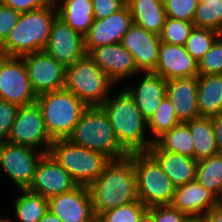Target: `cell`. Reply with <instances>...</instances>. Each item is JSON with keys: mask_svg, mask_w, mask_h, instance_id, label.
Listing matches in <instances>:
<instances>
[{"mask_svg": "<svg viewBox=\"0 0 222 222\" xmlns=\"http://www.w3.org/2000/svg\"><path fill=\"white\" fill-rule=\"evenodd\" d=\"M77 185L89 187L111 161L103 153L75 145L68 139H56L48 152Z\"/></svg>", "mask_w": 222, "mask_h": 222, "instance_id": "obj_6", "label": "cell"}, {"mask_svg": "<svg viewBox=\"0 0 222 222\" xmlns=\"http://www.w3.org/2000/svg\"><path fill=\"white\" fill-rule=\"evenodd\" d=\"M53 141L46 130L40 107L36 102L18 108L7 142L26 145L48 153Z\"/></svg>", "mask_w": 222, "mask_h": 222, "instance_id": "obj_11", "label": "cell"}, {"mask_svg": "<svg viewBox=\"0 0 222 222\" xmlns=\"http://www.w3.org/2000/svg\"><path fill=\"white\" fill-rule=\"evenodd\" d=\"M199 0H163L166 16L193 22Z\"/></svg>", "mask_w": 222, "mask_h": 222, "instance_id": "obj_37", "label": "cell"}, {"mask_svg": "<svg viewBox=\"0 0 222 222\" xmlns=\"http://www.w3.org/2000/svg\"><path fill=\"white\" fill-rule=\"evenodd\" d=\"M114 85L88 54L66 67L64 88L88 107L101 106L110 96Z\"/></svg>", "mask_w": 222, "mask_h": 222, "instance_id": "obj_7", "label": "cell"}, {"mask_svg": "<svg viewBox=\"0 0 222 222\" xmlns=\"http://www.w3.org/2000/svg\"><path fill=\"white\" fill-rule=\"evenodd\" d=\"M88 55L115 84L140 76L133 56L121 42L93 48Z\"/></svg>", "mask_w": 222, "mask_h": 222, "instance_id": "obj_15", "label": "cell"}, {"mask_svg": "<svg viewBox=\"0 0 222 222\" xmlns=\"http://www.w3.org/2000/svg\"><path fill=\"white\" fill-rule=\"evenodd\" d=\"M138 222H156L154 218V214L147 209L140 217Z\"/></svg>", "mask_w": 222, "mask_h": 222, "instance_id": "obj_46", "label": "cell"}, {"mask_svg": "<svg viewBox=\"0 0 222 222\" xmlns=\"http://www.w3.org/2000/svg\"><path fill=\"white\" fill-rule=\"evenodd\" d=\"M121 43L131 53L141 73L155 71L162 43L158 34L133 23Z\"/></svg>", "mask_w": 222, "mask_h": 222, "instance_id": "obj_17", "label": "cell"}, {"mask_svg": "<svg viewBox=\"0 0 222 222\" xmlns=\"http://www.w3.org/2000/svg\"><path fill=\"white\" fill-rule=\"evenodd\" d=\"M198 28H209L222 34V0H199L193 18Z\"/></svg>", "mask_w": 222, "mask_h": 222, "instance_id": "obj_32", "label": "cell"}, {"mask_svg": "<svg viewBox=\"0 0 222 222\" xmlns=\"http://www.w3.org/2000/svg\"><path fill=\"white\" fill-rule=\"evenodd\" d=\"M57 16L56 4L53 1L42 8L21 13L17 24L0 45L1 55L21 57L43 51Z\"/></svg>", "mask_w": 222, "mask_h": 222, "instance_id": "obj_3", "label": "cell"}, {"mask_svg": "<svg viewBox=\"0 0 222 222\" xmlns=\"http://www.w3.org/2000/svg\"><path fill=\"white\" fill-rule=\"evenodd\" d=\"M147 152L157 161L176 188L195 180L198 162L194 158L176 152L161 151L154 143Z\"/></svg>", "mask_w": 222, "mask_h": 222, "instance_id": "obj_23", "label": "cell"}, {"mask_svg": "<svg viewBox=\"0 0 222 222\" xmlns=\"http://www.w3.org/2000/svg\"><path fill=\"white\" fill-rule=\"evenodd\" d=\"M94 19H103L121 10L126 2L124 0H92Z\"/></svg>", "mask_w": 222, "mask_h": 222, "instance_id": "obj_41", "label": "cell"}, {"mask_svg": "<svg viewBox=\"0 0 222 222\" xmlns=\"http://www.w3.org/2000/svg\"><path fill=\"white\" fill-rule=\"evenodd\" d=\"M194 27L193 22L166 17L159 37L163 43L184 46Z\"/></svg>", "mask_w": 222, "mask_h": 222, "instance_id": "obj_34", "label": "cell"}, {"mask_svg": "<svg viewBox=\"0 0 222 222\" xmlns=\"http://www.w3.org/2000/svg\"><path fill=\"white\" fill-rule=\"evenodd\" d=\"M77 184L70 174L53 157L46 153L38 163L28 190L50 198L74 189Z\"/></svg>", "mask_w": 222, "mask_h": 222, "instance_id": "obj_18", "label": "cell"}, {"mask_svg": "<svg viewBox=\"0 0 222 222\" xmlns=\"http://www.w3.org/2000/svg\"><path fill=\"white\" fill-rule=\"evenodd\" d=\"M197 102L200 117L222 114V74L198 76Z\"/></svg>", "mask_w": 222, "mask_h": 222, "instance_id": "obj_26", "label": "cell"}, {"mask_svg": "<svg viewBox=\"0 0 222 222\" xmlns=\"http://www.w3.org/2000/svg\"><path fill=\"white\" fill-rule=\"evenodd\" d=\"M214 129V137L219 153H222V114L211 117Z\"/></svg>", "mask_w": 222, "mask_h": 222, "instance_id": "obj_43", "label": "cell"}, {"mask_svg": "<svg viewBox=\"0 0 222 222\" xmlns=\"http://www.w3.org/2000/svg\"><path fill=\"white\" fill-rule=\"evenodd\" d=\"M148 209L139 200L103 212L99 222H138L141 215Z\"/></svg>", "mask_w": 222, "mask_h": 222, "instance_id": "obj_35", "label": "cell"}, {"mask_svg": "<svg viewBox=\"0 0 222 222\" xmlns=\"http://www.w3.org/2000/svg\"><path fill=\"white\" fill-rule=\"evenodd\" d=\"M36 95L65 87L66 67L44 50L21 56Z\"/></svg>", "mask_w": 222, "mask_h": 222, "instance_id": "obj_12", "label": "cell"}, {"mask_svg": "<svg viewBox=\"0 0 222 222\" xmlns=\"http://www.w3.org/2000/svg\"><path fill=\"white\" fill-rule=\"evenodd\" d=\"M133 23L147 31L160 34L166 19L163 0H128Z\"/></svg>", "mask_w": 222, "mask_h": 222, "instance_id": "obj_24", "label": "cell"}, {"mask_svg": "<svg viewBox=\"0 0 222 222\" xmlns=\"http://www.w3.org/2000/svg\"><path fill=\"white\" fill-rule=\"evenodd\" d=\"M220 35L221 33L209 28L194 27L184 45L185 49L199 62Z\"/></svg>", "mask_w": 222, "mask_h": 222, "instance_id": "obj_33", "label": "cell"}, {"mask_svg": "<svg viewBox=\"0 0 222 222\" xmlns=\"http://www.w3.org/2000/svg\"><path fill=\"white\" fill-rule=\"evenodd\" d=\"M199 75L222 74V34L198 62Z\"/></svg>", "mask_w": 222, "mask_h": 222, "instance_id": "obj_36", "label": "cell"}, {"mask_svg": "<svg viewBox=\"0 0 222 222\" xmlns=\"http://www.w3.org/2000/svg\"><path fill=\"white\" fill-rule=\"evenodd\" d=\"M110 96L100 106L109 118L120 144L129 152H147L154 143L148 137V121L144 118L133 98L123 91Z\"/></svg>", "mask_w": 222, "mask_h": 222, "instance_id": "obj_2", "label": "cell"}, {"mask_svg": "<svg viewBox=\"0 0 222 222\" xmlns=\"http://www.w3.org/2000/svg\"><path fill=\"white\" fill-rule=\"evenodd\" d=\"M136 172L138 200L146 207L171 204L176 187L148 152H133L128 156Z\"/></svg>", "mask_w": 222, "mask_h": 222, "instance_id": "obj_8", "label": "cell"}, {"mask_svg": "<svg viewBox=\"0 0 222 222\" xmlns=\"http://www.w3.org/2000/svg\"><path fill=\"white\" fill-rule=\"evenodd\" d=\"M133 24L127 4L119 11L103 19H94L84 36V47L88 54L93 48L120 43Z\"/></svg>", "mask_w": 222, "mask_h": 222, "instance_id": "obj_16", "label": "cell"}, {"mask_svg": "<svg viewBox=\"0 0 222 222\" xmlns=\"http://www.w3.org/2000/svg\"><path fill=\"white\" fill-rule=\"evenodd\" d=\"M88 188L97 218L107 210L137 201L133 161L129 157L111 160L103 173Z\"/></svg>", "mask_w": 222, "mask_h": 222, "instance_id": "obj_1", "label": "cell"}, {"mask_svg": "<svg viewBox=\"0 0 222 222\" xmlns=\"http://www.w3.org/2000/svg\"><path fill=\"white\" fill-rule=\"evenodd\" d=\"M154 144L161 151L176 152L194 158V140L187 123L180 122L159 137Z\"/></svg>", "mask_w": 222, "mask_h": 222, "instance_id": "obj_29", "label": "cell"}, {"mask_svg": "<svg viewBox=\"0 0 222 222\" xmlns=\"http://www.w3.org/2000/svg\"><path fill=\"white\" fill-rule=\"evenodd\" d=\"M165 80L198 77V62L186 51L185 46L161 43L155 71Z\"/></svg>", "mask_w": 222, "mask_h": 222, "instance_id": "obj_19", "label": "cell"}, {"mask_svg": "<svg viewBox=\"0 0 222 222\" xmlns=\"http://www.w3.org/2000/svg\"><path fill=\"white\" fill-rule=\"evenodd\" d=\"M197 94L198 77L167 81L166 96L171 101L179 122L186 123L200 117Z\"/></svg>", "mask_w": 222, "mask_h": 222, "instance_id": "obj_20", "label": "cell"}, {"mask_svg": "<svg viewBox=\"0 0 222 222\" xmlns=\"http://www.w3.org/2000/svg\"><path fill=\"white\" fill-rule=\"evenodd\" d=\"M48 210L63 222H95L90 190L77 185L69 192L52 196L48 199Z\"/></svg>", "mask_w": 222, "mask_h": 222, "instance_id": "obj_13", "label": "cell"}, {"mask_svg": "<svg viewBox=\"0 0 222 222\" xmlns=\"http://www.w3.org/2000/svg\"><path fill=\"white\" fill-rule=\"evenodd\" d=\"M154 214L156 222H185L188 216L171 204L155 205L148 207Z\"/></svg>", "mask_w": 222, "mask_h": 222, "instance_id": "obj_39", "label": "cell"}, {"mask_svg": "<svg viewBox=\"0 0 222 222\" xmlns=\"http://www.w3.org/2000/svg\"><path fill=\"white\" fill-rule=\"evenodd\" d=\"M44 51L65 67L72 65L87 54L84 37L58 16L52 24Z\"/></svg>", "mask_w": 222, "mask_h": 222, "instance_id": "obj_14", "label": "cell"}, {"mask_svg": "<svg viewBox=\"0 0 222 222\" xmlns=\"http://www.w3.org/2000/svg\"><path fill=\"white\" fill-rule=\"evenodd\" d=\"M0 99L18 107L36 102L37 95L22 57L0 56Z\"/></svg>", "mask_w": 222, "mask_h": 222, "instance_id": "obj_10", "label": "cell"}, {"mask_svg": "<svg viewBox=\"0 0 222 222\" xmlns=\"http://www.w3.org/2000/svg\"><path fill=\"white\" fill-rule=\"evenodd\" d=\"M18 108L17 105L0 99V143L8 141Z\"/></svg>", "mask_w": 222, "mask_h": 222, "instance_id": "obj_38", "label": "cell"}, {"mask_svg": "<svg viewBox=\"0 0 222 222\" xmlns=\"http://www.w3.org/2000/svg\"><path fill=\"white\" fill-rule=\"evenodd\" d=\"M206 222H222V202L203 215Z\"/></svg>", "mask_w": 222, "mask_h": 222, "instance_id": "obj_44", "label": "cell"}, {"mask_svg": "<svg viewBox=\"0 0 222 222\" xmlns=\"http://www.w3.org/2000/svg\"><path fill=\"white\" fill-rule=\"evenodd\" d=\"M20 15V12H17L0 2V45L9 36L10 31L17 24Z\"/></svg>", "mask_w": 222, "mask_h": 222, "instance_id": "obj_40", "label": "cell"}, {"mask_svg": "<svg viewBox=\"0 0 222 222\" xmlns=\"http://www.w3.org/2000/svg\"><path fill=\"white\" fill-rule=\"evenodd\" d=\"M185 222H206V219L204 216H190Z\"/></svg>", "mask_w": 222, "mask_h": 222, "instance_id": "obj_47", "label": "cell"}, {"mask_svg": "<svg viewBox=\"0 0 222 222\" xmlns=\"http://www.w3.org/2000/svg\"><path fill=\"white\" fill-rule=\"evenodd\" d=\"M45 154L26 145L3 142L0 143V168L18 190L28 189Z\"/></svg>", "mask_w": 222, "mask_h": 222, "instance_id": "obj_9", "label": "cell"}, {"mask_svg": "<svg viewBox=\"0 0 222 222\" xmlns=\"http://www.w3.org/2000/svg\"><path fill=\"white\" fill-rule=\"evenodd\" d=\"M20 194L13 200L14 213L19 222H39L48 211V198L28 189H19ZM5 222H18L3 217Z\"/></svg>", "mask_w": 222, "mask_h": 222, "instance_id": "obj_27", "label": "cell"}, {"mask_svg": "<svg viewBox=\"0 0 222 222\" xmlns=\"http://www.w3.org/2000/svg\"><path fill=\"white\" fill-rule=\"evenodd\" d=\"M46 130L53 139H67L88 106L65 88L37 96Z\"/></svg>", "mask_w": 222, "mask_h": 222, "instance_id": "obj_5", "label": "cell"}, {"mask_svg": "<svg viewBox=\"0 0 222 222\" xmlns=\"http://www.w3.org/2000/svg\"><path fill=\"white\" fill-rule=\"evenodd\" d=\"M194 140V159L198 162L219 153L211 117L186 122Z\"/></svg>", "mask_w": 222, "mask_h": 222, "instance_id": "obj_28", "label": "cell"}, {"mask_svg": "<svg viewBox=\"0 0 222 222\" xmlns=\"http://www.w3.org/2000/svg\"><path fill=\"white\" fill-rule=\"evenodd\" d=\"M195 180L222 202V153L198 161Z\"/></svg>", "mask_w": 222, "mask_h": 222, "instance_id": "obj_30", "label": "cell"}, {"mask_svg": "<svg viewBox=\"0 0 222 222\" xmlns=\"http://www.w3.org/2000/svg\"><path fill=\"white\" fill-rule=\"evenodd\" d=\"M39 222H63L54 213L48 210Z\"/></svg>", "mask_w": 222, "mask_h": 222, "instance_id": "obj_45", "label": "cell"}, {"mask_svg": "<svg viewBox=\"0 0 222 222\" xmlns=\"http://www.w3.org/2000/svg\"><path fill=\"white\" fill-rule=\"evenodd\" d=\"M55 4L58 17L84 37L94 20L92 0H56Z\"/></svg>", "mask_w": 222, "mask_h": 222, "instance_id": "obj_25", "label": "cell"}, {"mask_svg": "<svg viewBox=\"0 0 222 222\" xmlns=\"http://www.w3.org/2000/svg\"><path fill=\"white\" fill-rule=\"evenodd\" d=\"M0 222H5L3 217H0Z\"/></svg>", "mask_w": 222, "mask_h": 222, "instance_id": "obj_48", "label": "cell"}, {"mask_svg": "<svg viewBox=\"0 0 222 222\" xmlns=\"http://www.w3.org/2000/svg\"><path fill=\"white\" fill-rule=\"evenodd\" d=\"M2 4L12 8L13 10L25 13L31 10H36L47 5L49 0H0Z\"/></svg>", "mask_w": 222, "mask_h": 222, "instance_id": "obj_42", "label": "cell"}, {"mask_svg": "<svg viewBox=\"0 0 222 222\" xmlns=\"http://www.w3.org/2000/svg\"><path fill=\"white\" fill-rule=\"evenodd\" d=\"M179 123L171 101L165 96L156 112L148 120L149 133L147 132V134H151L150 138L155 142L165 132L172 130Z\"/></svg>", "mask_w": 222, "mask_h": 222, "instance_id": "obj_31", "label": "cell"}, {"mask_svg": "<svg viewBox=\"0 0 222 222\" xmlns=\"http://www.w3.org/2000/svg\"><path fill=\"white\" fill-rule=\"evenodd\" d=\"M72 143L106 155L110 160L129 156L120 144L108 116L100 106L88 107L67 138Z\"/></svg>", "mask_w": 222, "mask_h": 222, "instance_id": "obj_4", "label": "cell"}, {"mask_svg": "<svg viewBox=\"0 0 222 222\" xmlns=\"http://www.w3.org/2000/svg\"><path fill=\"white\" fill-rule=\"evenodd\" d=\"M221 201L196 180L177 187L171 205L190 216H203Z\"/></svg>", "mask_w": 222, "mask_h": 222, "instance_id": "obj_21", "label": "cell"}, {"mask_svg": "<svg viewBox=\"0 0 222 222\" xmlns=\"http://www.w3.org/2000/svg\"><path fill=\"white\" fill-rule=\"evenodd\" d=\"M137 86L129 84L124 89L135 101L144 118L148 121L166 96L167 80L153 72L142 74Z\"/></svg>", "mask_w": 222, "mask_h": 222, "instance_id": "obj_22", "label": "cell"}]
</instances>
